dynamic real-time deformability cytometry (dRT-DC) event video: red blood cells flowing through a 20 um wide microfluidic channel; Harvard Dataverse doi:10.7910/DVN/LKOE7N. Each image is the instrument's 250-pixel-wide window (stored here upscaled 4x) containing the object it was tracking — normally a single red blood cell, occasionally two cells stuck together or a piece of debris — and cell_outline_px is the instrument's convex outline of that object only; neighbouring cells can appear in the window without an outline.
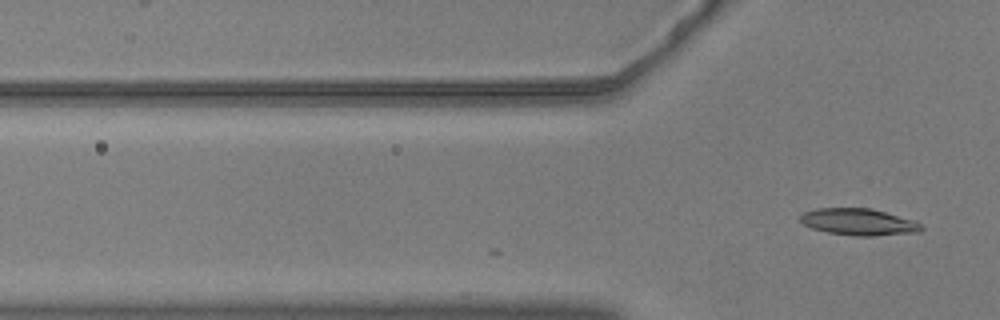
{"species": "common noctule bat (a hibernating species)", "species_latin": "Nyctalus noctula", "temperature_condition": "warm", "stored_images_in_passage": 2, "camera_frame_rate_fps": 3000, "um_per_image_px": 0.085, "animal": {"sex": "male", "body_mass_g": 20.5, "forearm_length_mm": 52.5}, "frame": {"image": 1, "passage_image": 2, "time_ms": 0.333, "image_size_px": [1000, 320], "cell_outline_px": [[924, 228], [920, 232], [872, 236], [856, 236], [828, 232], [812, 228], [804, 224], [800, 220], [800, 216], [804, 212], [816, 208], [872, 208], [916, 220]], "centroid_in_image_um": [73.03, 18.86], "position_along_channel_um": 52.8, "area_um2": 18.96}}